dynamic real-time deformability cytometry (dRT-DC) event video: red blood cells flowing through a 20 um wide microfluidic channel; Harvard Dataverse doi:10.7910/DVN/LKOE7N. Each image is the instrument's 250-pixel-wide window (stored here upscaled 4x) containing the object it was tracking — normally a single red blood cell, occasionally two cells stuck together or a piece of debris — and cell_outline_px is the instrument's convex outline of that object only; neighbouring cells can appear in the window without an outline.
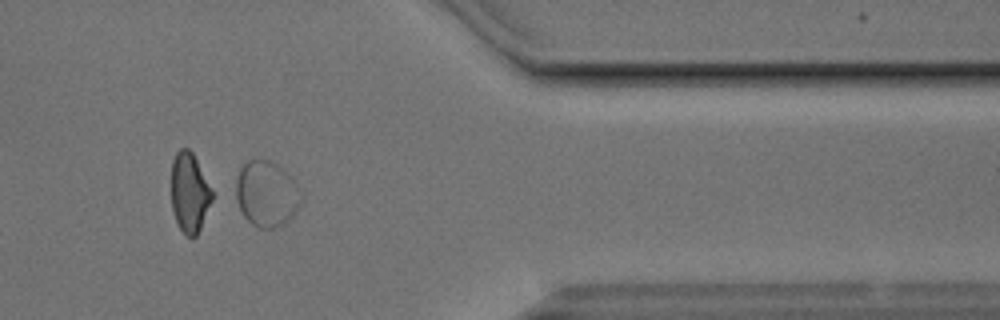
{"species": "Egyptian fruit bat (a non-hibernating species)", "species_latin": "Rousettus aegyptiacus", "temperature_condition": "cold", "stored_images_in_passage": 38, "camera_frame_rate_fps": 3000, "um_per_image_px": 0.085, "animal": {"sex": "male"}, "frame": {"image": 1, "passage_image": 33, "time_ms": 10.667, "image_size_px": [1000, 320], "cell_outline_px": [[304, 200], [296, 212], [288, 220], [272, 228], [260, 228], [252, 224], [244, 216], [228, 196], [236, 176], [240, 168], [248, 160], [268, 160], [276, 164], [288, 172], [296, 180], [300, 188]], "centroid_in_image_um": [22.58, 16.46], "position_along_channel_um": 388.8, "area_um2": 26.3}, "authors_computed_cell_mechanics": {"area_um2": 18.8139, "velocity_mm_per_s": 3.7558, "shape_relaxation_time_tau1_ms": 0.1637, "shape_relaxation_time_tau2_ms": 0.7675, "deformation_change_tau1": 0.238, "deformation_change_tau2": 0.0627}}